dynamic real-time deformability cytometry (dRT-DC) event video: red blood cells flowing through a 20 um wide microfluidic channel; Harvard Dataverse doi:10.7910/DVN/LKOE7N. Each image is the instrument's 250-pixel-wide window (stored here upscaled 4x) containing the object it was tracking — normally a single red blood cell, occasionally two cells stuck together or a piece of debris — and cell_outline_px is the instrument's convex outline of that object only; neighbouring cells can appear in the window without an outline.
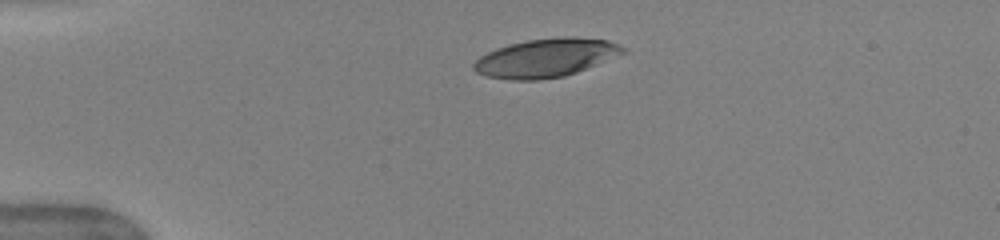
{"species": "human", "species_latin": "Homo sapiens", "temperature_condition": "warm", "stored_images_in_passage": 39, "camera_frame_rate_fps": 3000, "um_per_image_px": 0.085, "donor": {"sex": "female"}, "frame": {"image": 1, "passage_image": 1, "time_ms": 0.0, "image_size_px": [1000, 240], "cell_outline_px": [[628, 52], [576, 72], [564, 76], [536, 80], [512, 80], [484, 76], [476, 72], [472, 68], [472, 64], [480, 56], [496, 48], [508, 44], [528, 40], [564, 36], [568, 36], [608, 40], [620, 44], [628, 48]], "centroid_in_image_um": [46.41, 4.91], "position_along_channel_um": 38.6, "area_um2": 33.7}}
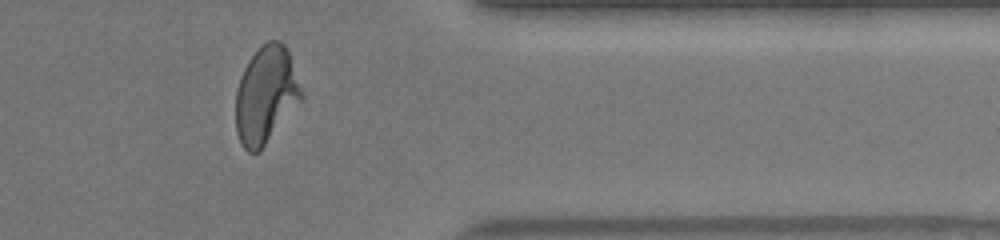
{"frame": {"image": 2, "passage_image": 31, "time_ms": 10.0, "image_size_px": [1000, 240], "cell_outline_px": [[304, 96], [260, 152], [248, 152], [240, 144], [236, 132], [236, 88], [244, 68], [248, 60], [260, 44], [268, 40], [280, 40], [284, 44], [288, 52], [304, 92]], "centroid_in_image_um": [22.59, 8.07], "position_along_channel_um": 388.8, "area_um2": 37.45}}
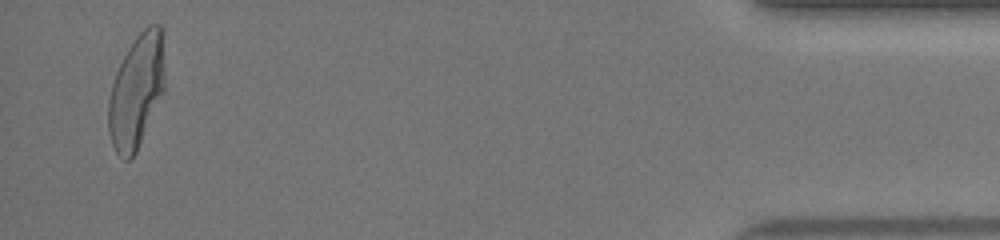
{"frame": {"image": 3, "passage_image": 38, "time_ms": 12.333, "image_size_px": [1000, 240], "cell_outline_px": [[164, 92], [136, 152], [128, 160], [124, 160], [116, 152], [112, 144], [108, 128], [108, 100], [112, 84], [116, 72], [128, 48], [136, 36], [148, 24], [160, 24], [164, 28]], "centroid_in_image_um": [11.62, 7.7], "position_along_channel_um": 423.6, "area_um2": 37.57}, "authors_computed_cell_mechanics": {"area_um2": 36.3562, "velocity_mm_per_s": 4.0471, "shape_relaxation_time_tau1_ms": 4.3407, "shape_relaxation_time_tau2_ms": 0.8757, "deformation_change_tau1": 0.2162, "deformation_change_tau2": 0.0725}}